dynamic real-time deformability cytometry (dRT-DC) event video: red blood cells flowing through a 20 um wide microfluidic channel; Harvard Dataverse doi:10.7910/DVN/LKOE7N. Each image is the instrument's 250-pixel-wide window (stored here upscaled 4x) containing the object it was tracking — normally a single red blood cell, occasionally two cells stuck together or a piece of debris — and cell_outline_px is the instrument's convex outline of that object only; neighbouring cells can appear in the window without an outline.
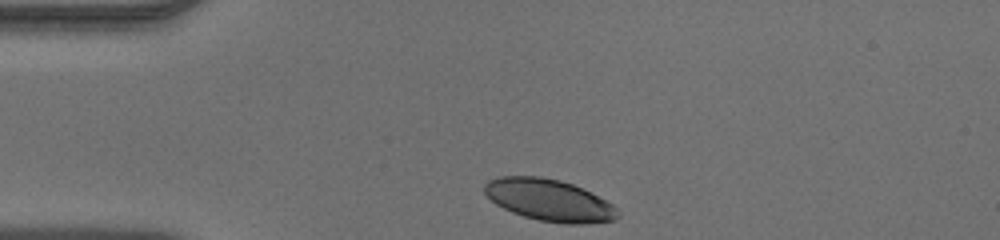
{"species": "human", "species_latin": "Homo sapiens", "temperature_condition": "warm", "stored_images_in_passage": 31, "camera_frame_rate_fps": 3000, "um_per_image_px": 0.085, "donor": {"sex": "male"}, "frame": {"image": 1, "passage_image": 1, "time_ms": 0.0, "image_size_px": [1000, 240], "cell_outline_px": [[620, 216], [616, 220], [588, 224], [564, 224], [540, 220], [524, 216], [512, 212], [496, 204], [484, 192], [484, 184], [488, 180], [500, 176], [540, 176], [560, 180], [572, 184], [612, 204], [620, 212]], "centroid_in_image_um": [46.69, 17.02], "position_along_channel_um": 38.3, "area_um2": 32.37}}
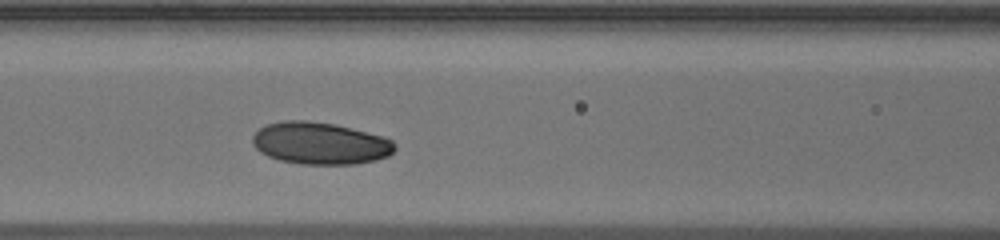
{"frame": {"image": 2, "passage_image": 11, "time_ms": 3.333, "image_size_px": [1000, 240], "cell_outline_px": [[396, 148], [388, 156], [376, 160], [356, 164], [300, 164], [280, 160], [268, 156], [260, 152], [252, 144], [252, 136], [260, 128], [268, 124], [284, 120], [308, 120], [336, 124], [384, 136], [392, 140], [396, 144]], "centroid_in_image_um": [27.23, 12.17], "position_along_channel_um": 139.4, "area_um2": 35.14}}
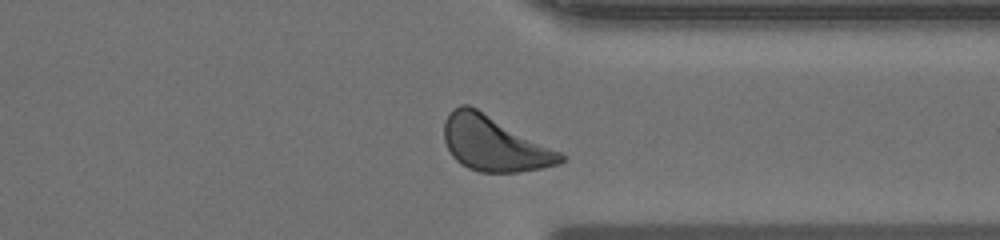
{"frame": {"image": 3, "passage_image": 28, "time_ms": 9.0, "image_size_px": [1000, 240], "cell_outline_px": [[564, 160], [560, 164], [540, 168], [516, 172], [480, 172], [468, 168], [460, 164], [452, 156], [444, 140], [444, 120], [448, 112], [452, 108], [460, 104], [468, 104], [476, 108], [560, 152], [564, 156]], "centroid_in_image_um": [41.94, 12.2], "position_along_channel_um": 369.5, "area_um2": 36.88}}